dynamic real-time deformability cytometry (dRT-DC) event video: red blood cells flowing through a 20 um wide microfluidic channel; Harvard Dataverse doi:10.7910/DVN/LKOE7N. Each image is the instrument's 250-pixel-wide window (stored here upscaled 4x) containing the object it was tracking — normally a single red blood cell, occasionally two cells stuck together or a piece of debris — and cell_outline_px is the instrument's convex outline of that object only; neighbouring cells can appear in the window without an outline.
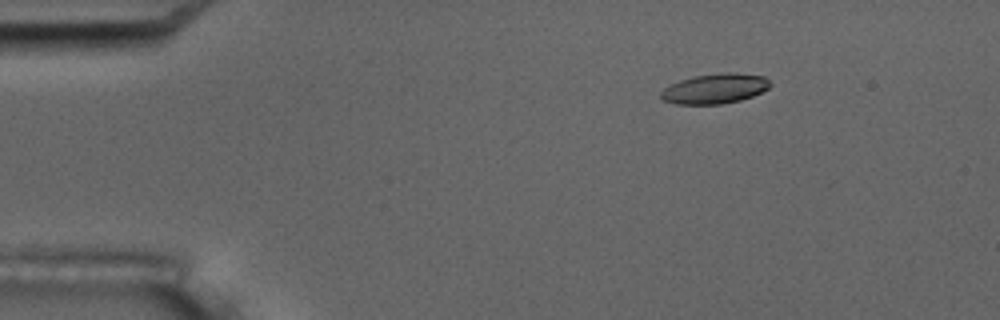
{"species": "common noctule bat (a hibernating species)", "species_latin": "Nyctalus noctula", "temperature_condition": "room temperature", "stored_images_in_passage": 4, "camera_frame_rate_fps": 3000, "um_per_image_px": 0.085, "animal": {"sex": "male", "body_mass_g": 17.5, "forearm_length_mm": 52.3}, "frame": {"image": 1, "passage_image": 2, "time_ms": 2.0, "image_size_px": [1000, 320], "cell_outline_px": [[772, 84], [768, 88], [752, 96], [740, 100], [720, 104], [676, 104], [664, 100], [660, 96], [660, 92], [668, 84], [692, 76], [724, 72], [736, 72], [764, 76]], "centroid_in_image_um": [60.74, 7.52], "position_along_channel_um": 24.3, "area_um2": 19.19}}